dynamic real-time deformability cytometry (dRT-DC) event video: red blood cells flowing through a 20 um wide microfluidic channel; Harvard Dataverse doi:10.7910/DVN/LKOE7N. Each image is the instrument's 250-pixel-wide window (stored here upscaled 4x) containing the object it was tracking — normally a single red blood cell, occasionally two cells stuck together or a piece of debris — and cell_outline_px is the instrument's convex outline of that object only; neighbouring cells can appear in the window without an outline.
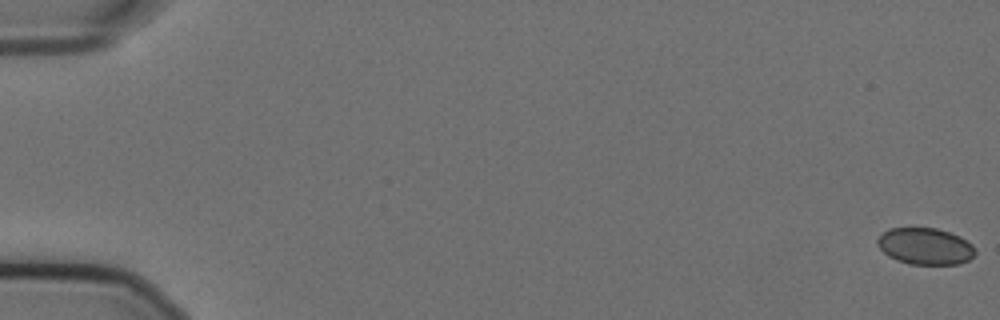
{"species": "Egyptian fruit bat (a non-hibernating species)", "species_latin": "Rousettus aegyptiacus", "temperature_condition": "cold", "stored_images_in_passage": 57, "camera_frame_rate_fps": 3000, "um_per_image_px": 0.085, "animal": {"sex": "female"}, "frame": {"image": 1, "passage_image": 1, "time_ms": 0.0, "image_size_px": [1000, 320], "cell_outline_px": [[976, 252], [968, 260], [960, 264], [908, 264], [896, 260], [888, 256], [876, 244], [876, 240], [888, 228], [936, 228], [960, 236], [972, 244]], "centroid_in_image_um": [78.63, 20.93], "position_along_channel_um": 6.4, "area_um2": 20.87}}
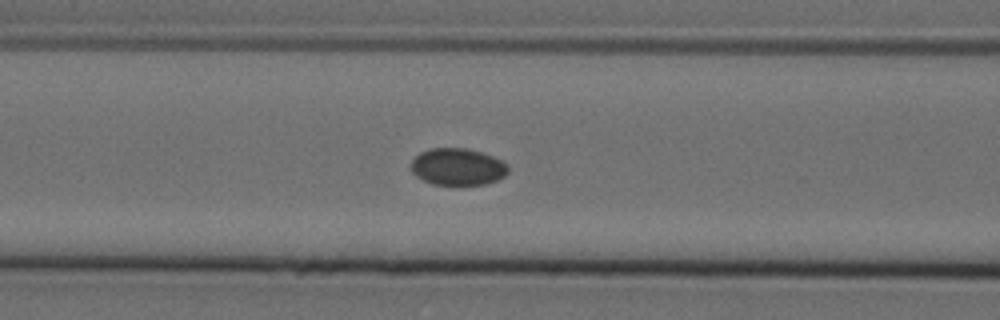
{"frame": {"image": 2, "passage_image": 25, "time_ms": 8.0, "image_size_px": [1000, 320], "cell_outline_px": [[508, 172], [504, 176], [496, 180], [484, 184], [432, 184], [416, 176], [412, 172], [412, 160], [420, 152], [428, 148], [468, 148], [492, 156], [508, 164]], "centroid_in_image_um": [38.89, 14.16], "position_along_channel_um": 127.7, "area_um2": 20.75}}
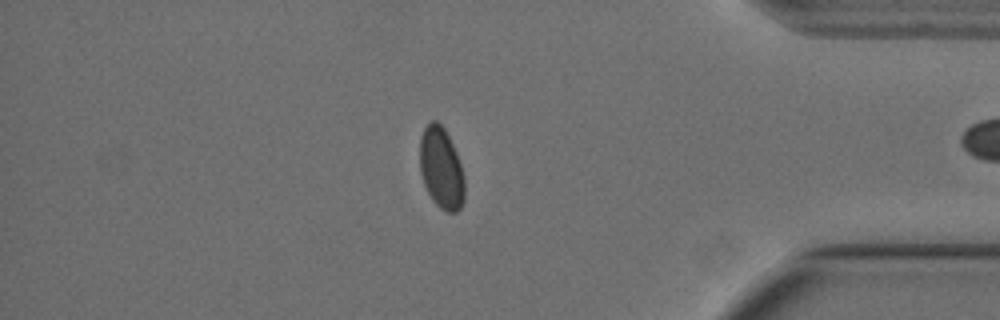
{"frame": {"image": 3, "passage_image": 50, "time_ms": 16.333, "image_size_px": [1000, 320], "cell_outline_px": [[464, 200], [460, 208], [456, 212], [448, 212], [440, 208], [432, 200], [424, 184], [420, 172], [420, 136], [424, 128], [432, 120], [436, 120], [444, 128], [456, 152], [464, 176]], "centroid_in_image_um": [37.5, 14.3], "position_along_channel_um": 397.7, "area_um2": 21.15}}